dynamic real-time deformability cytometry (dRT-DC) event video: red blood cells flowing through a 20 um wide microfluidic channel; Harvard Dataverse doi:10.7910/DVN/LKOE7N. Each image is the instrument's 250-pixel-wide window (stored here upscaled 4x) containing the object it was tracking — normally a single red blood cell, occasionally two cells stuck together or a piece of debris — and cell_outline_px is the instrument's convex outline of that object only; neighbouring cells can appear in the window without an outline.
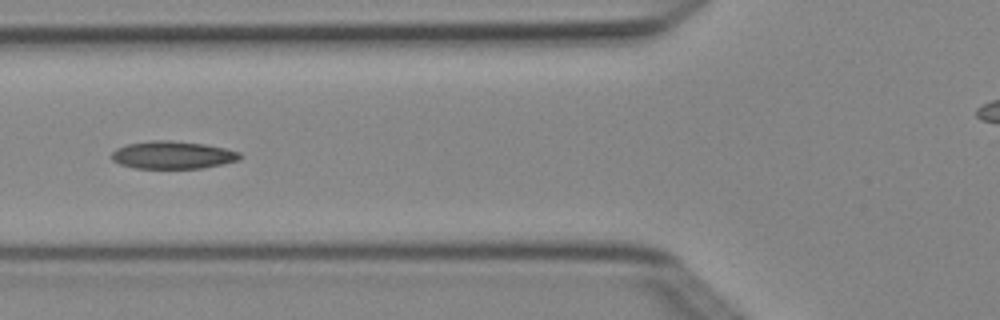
{"species": "Egyptian fruit bat (a non-hibernating species)", "species_latin": "Rousettus aegyptiacus", "temperature_condition": "cold", "stored_images_in_passage": 4, "camera_frame_rate_fps": 3000, "um_per_image_px": 0.085, "animal": {"sex": "female"}, "frame": {"image": 1, "passage_image": 4, "time_ms": 1.0, "image_size_px": [1000, 320], "cell_outline_px": [[244, 156], [240, 160], [204, 168], [136, 168], [120, 164], [112, 160], [112, 152], [116, 148], [128, 144], [152, 140], [168, 140], [204, 144], [224, 148], [240, 152]], "centroid_in_image_um": [14.71, 13.18], "position_along_channel_um": 111.1, "area_um2": 20.69}}